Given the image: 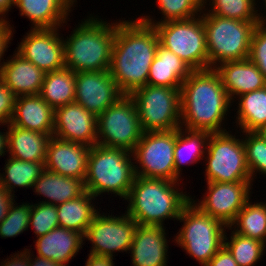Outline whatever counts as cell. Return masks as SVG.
<instances>
[{"label":"cell","mask_w":266,"mask_h":266,"mask_svg":"<svg viewBox=\"0 0 266 266\" xmlns=\"http://www.w3.org/2000/svg\"><path fill=\"white\" fill-rule=\"evenodd\" d=\"M156 28L139 18L116 20L109 72L123 95L147 85L150 66L159 45Z\"/></svg>","instance_id":"obj_1"},{"label":"cell","mask_w":266,"mask_h":266,"mask_svg":"<svg viewBox=\"0 0 266 266\" xmlns=\"http://www.w3.org/2000/svg\"><path fill=\"white\" fill-rule=\"evenodd\" d=\"M180 92L181 127L209 133L227 131L222 121L227 119L232 102L214 68L194 70L182 83Z\"/></svg>","instance_id":"obj_2"},{"label":"cell","mask_w":266,"mask_h":266,"mask_svg":"<svg viewBox=\"0 0 266 266\" xmlns=\"http://www.w3.org/2000/svg\"><path fill=\"white\" fill-rule=\"evenodd\" d=\"M180 183L135 176L126 198L129 204L125 212L138 225L164 226L165 219L178 220L191 201V196L178 188Z\"/></svg>","instance_id":"obj_3"},{"label":"cell","mask_w":266,"mask_h":266,"mask_svg":"<svg viewBox=\"0 0 266 266\" xmlns=\"http://www.w3.org/2000/svg\"><path fill=\"white\" fill-rule=\"evenodd\" d=\"M64 42L65 67L74 72L109 70L116 23L87 16Z\"/></svg>","instance_id":"obj_4"},{"label":"cell","mask_w":266,"mask_h":266,"mask_svg":"<svg viewBox=\"0 0 266 266\" xmlns=\"http://www.w3.org/2000/svg\"><path fill=\"white\" fill-rule=\"evenodd\" d=\"M132 161L133 155L127 150L93 145L87 158L85 190L94 197L108 192L126 200L135 178Z\"/></svg>","instance_id":"obj_5"},{"label":"cell","mask_w":266,"mask_h":266,"mask_svg":"<svg viewBox=\"0 0 266 266\" xmlns=\"http://www.w3.org/2000/svg\"><path fill=\"white\" fill-rule=\"evenodd\" d=\"M262 21H241L203 13L209 69L249 57L251 38Z\"/></svg>","instance_id":"obj_6"},{"label":"cell","mask_w":266,"mask_h":266,"mask_svg":"<svg viewBox=\"0 0 266 266\" xmlns=\"http://www.w3.org/2000/svg\"><path fill=\"white\" fill-rule=\"evenodd\" d=\"M177 221L183 222L173 242L182 247L187 255L205 266L223 247L227 226L219 219L203 213L190 201Z\"/></svg>","instance_id":"obj_7"},{"label":"cell","mask_w":266,"mask_h":266,"mask_svg":"<svg viewBox=\"0 0 266 266\" xmlns=\"http://www.w3.org/2000/svg\"><path fill=\"white\" fill-rule=\"evenodd\" d=\"M181 88L146 85L134 91L143 132L171 131L181 127Z\"/></svg>","instance_id":"obj_8"},{"label":"cell","mask_w":266,"mask_h":266,"mask_svg":"<svg viewBox=\"0 0 266 266\" xmlns=\"http://www.w3.org/2000/svg\"><path fill=\"white\" fill-rule=\"evenodd\" d=\"M160 44L175 53L191 69H209L203 14L186 20L168 21L154 26Z\"/></svg>","instance_id":"obj_9"},{"label":"cell","mask_w":266,"mask_h":266,"mask_svg":"<svg viewBox=\"0 0 266 266\" xmlns=\"http://www.w3.org/2000/svg\"><path fill=\"white\" fill-rule=\"evenodd\" d=\"M230 133H210L204 156L206 182L252 181L243 140Z\"/></svg>","instance_id":"obj_10"},{"label":"cell","mask_w":266,"mask_h":266,"mask_svg":"<svg viewBox=\"0 0 266 266\" xmlns=\"http://www.w3.org/2000/svg\"><path fill=\"white\" fill-rule=\"evenodd\" d=\"M143 134L134 100L122 96L97 116V144L133 152Z\"/></svg>","instance_id":"obj_11"},{"label":"cell","mask_w":266,"mask_h":266,"mask_svg":"<svg viewBox=\"0 0 266 266\" xmlns=\"http://www.w3.org/2000/svg\"><path fill=\"white\" fill-rule=\"evenodd\" d=\"M175 143L176 129L143 132L132 152L135 176L175 181Z\"/></svg>","instance_id":"obj_12"},{"label":"cell","mask_w":266,"mask_h":266,"mask_svg":"<svg viewBox=\"0 0 266 266\" xmlns=\"http://www.w3.org/2000/svg\"><path fill=\"white\" fill-rule=\"evenodd\" d=\"M137 226V222L126 212L121 216L98 212L86 229L83 239L92 244L90 254L113 257L116 252L130 250Z\"/></svg>","instance_id":"obj_13"},{"label":"cell","mask_w":266,"mask_h":266,"mask_svg":"<svg viewBox=\"0 0 266 266\" xmlns=\"http://www.w3.org/2000/svg\"><path fill=\"white\" fill-rule=\"evenodd\" d=\"M206 183L207 190L203 199L196 203L191 197V201L203 213L229 226L245 203L251 199L252 181Z\"/></svg>","instance_id":"obj_14"},{"label":"cell","mask_w":266,"mask_h":266,"mask_svg":"<svg viewBox=\"0 0 266 266\" xmlns=\"http://www.w3.org/2000/svg\"><path fill=\"white\" fill-rule=\"evenodd\" d=\"M59 29H30L17 48V53L45 73L65 67L64 37Z\"/></svg>","instance_id":"obj_15"},{"label":"cell","mask_w":266,"mask_h":266,"mask_svg":"<svg viewBox=\"0 0 266 266\" xmlns=\"http://www.w3.org/2000/svg\"><path fill=\"white\" fill-rule=\"evenodd\" d=\"M124 96L109 70L75 72V100L95 116Z\"/></svg>","instance_id":"obj_16"},{"label":"cell","mask_w":266,"mask_h":266,"mask_svg":"<svg viewBox=\"0 0 266 266\" xmlns=\"http://www.w3.org/2000/svg\"><path fill=\"white\" fill-rule=\"evenodd\" d=\"M53 136L92 147L97 144V116L76 102L58 107Z\"/></svg>","instance_id":"obj_17"},{"label":"cell","mask_w":266,"mask_h":266,"mask_svg":"<svg viewBox=\"0 0 266 266\" xmlns=\"http://www.w3.org/2000/svg\"><path fill=\"white\" fill-rule=\"evenodd\" d=\"M91 147L51 136L48 143L45 169L56 174L85 180L87 158Z\"/></svg>","instance_id":"obj_18"},{"label":"cell","mask_w":266,"mask_h":266,"mask_svg":"<svg viewBox=\"0 0 266 266\" xmlns=\"http://www.w3.org/2000/svg\"><path fill=\"white\" fill-rule=\"evenodd\" d=\"M165 226L138 225L130 246L132 266H167Z\"/></svg>","instance_id":"obj_19"},{"label":"cell","mask_w":266,"mask_h":266,"mask_svg":"<svg viewBox=\"0 0 266 266\" xmlns=\"http://www.w3.org/2000/svg\"><path fill=\"white\" fill-rule=\"evenodd\" d=\"M214 69L219 73L232 103L236 101V96L238 97L266 86V78L249 58L224 62Z\"/></svg>","instance_id":"obj_20"},{"label":"cell","mask_w":266,"mask_h":266,"mask_svg":"<svg viewBox=\"0 0 266 266\" xmlns=\"http://www.w3.org/2000/svg\"><path fill=\"white\" fill-rule=\"evenodd\" d=\"M75 2L77 1L16 0L15 7L19 9L20 16L31 20V29H61L64 23L67 25L68 15H70Z\"/></svg>","instance_id":"obj_21"},{"label":"cell","mask_w":266,"mask_h":266,"mask_svg":"<svg viewBox=\"0 0 266 266\" xmlns=\"http://www.w3.org/2000/svg\"><path fill=\"white\" fill-rule=\"evenodd\" d=\"M45 72L24 59L15 50L10 59L3 62L0 79L17 96L37 95L44 82Z\"/></svg>","instance_id":"obj_22"},{"label":"cell","mask_w":266,"mask_h":266,"mask_svg":"<svg viewBox=\"0 0 266 266\" xmlns=\"http://www.w3.org/2000/svg\"><path fill=\"white\" fill-rule=\"evenodd\" d=\"M55 110L39 94L16 97L10 124L53 135Z\"/></svg>","instance_id":"obj_23"},{"label":"cell","mask_w":266,"mask_h":266,"mask_svg":"<svg viewBox=\"0 0 266 266\" xmlns=\"http://www.w3.org/2000/svg\"><path fill=\"white\" fill-rule=\"evenodd\" d=\"M83 235L63 227H57L37 238L35 249L37 256L50 259L67 266L76 257L84 244Z\"/></svg>","instance_id":"obj_24"},{"label":"cell","mask_w":266,"mask_h":266,"mask_svg":"<svg viewBox=\"0 0 266 266\" xmlns=\"http://www.w3.org/2000/svg\"><path fill=\"white\" fill-rule=\"evenodd\" d=\"M7 126L8 156L22 161H46L51 136L38 131L23 129L10 123Z\"/></svg>","instance_id":"obj_25"},{"label":"cell","mask_w":266,"mask_h":266,"mask_svg":"<svg viewBox=\"0 0 266 266\" xmlns=\"http://www.w3.org/2000/svg\"><path fill=\"white\" fill-rule=\"evenodd\" d=\"M192 72L193 70L187 63L159 43L156 56L150 66L147 84L181 88L184 80Z\"/></svg>","instance_id":"obj_26"},{"label":"cell","mask_w":266,"mask_h":266,"mask_svg":"<svg viewBox=\"0 0 266 266\" xmlns=\"http://www.w3.org/2000/svg\"><path fill=\"white\" fill-rule=\"evenodd\" d=\"M33 191L37 195H43L47 203L58 205L77 198L82 195L85 190L84 181L73 177H65L52 171L44 169L41 176L34 182Z\"/></svg>","instance_id":"obj_27"},{"label":"cell","mask_w":266,"mask_h":266,"mask_svg":"<svg viewBox=\"0 0 266 266\" xmlns=\"http://www.w3.org/2000/svg\"><path fill=\"white\" fill-rule=\"evenodd\" d=\"M210 133L207 131L189 130L184 127L176 129L174 148L175 181H181L182 168L186 164H196L204 160Z\"/></svg>","instance_id":"obj_28"},{"label":"cell","mask_w":266,"mask_h":266,"mask_svg":"<svg viewBox=\"0 0 266 266\" xmlns=\"http://www.w3.org/2000/svg\"><path fill=\"white\" fill-rule=\"evenodd\" d=\"M96 198L85 191L77 198L56 205L59 227L81 233L83 236L95 215L99 212L93 205ZM92 203V204H91Z\"/></svg>","instance_id":"obj_29"},{"label":"cell","mask_w":266,"mask_h":266,"mask_svg":"<svg viewBox=\"0 0 266 266\" xmlns=\"http://www.w3.org/2000/svg\"><path fill=\"white\" fill-rule=\"evenodd\" d=\"M39 95L54 110L74 102L75 72L67 67L47 72Z\"/></svg>","instance_id":"obj_30"},{"label":"cell","mask_w":266,"mask_h":266,"mask_svg":"<svg viewBox=\"0 0 266 266\" xmlns=\"http://www.w3.org/2000/svg\"><path fill=\"white\" fill-rule=\"evenodd\" d=\"M236 99L239 103L235 123L239 126V130L255 132L266 124V86L242 94Z\"/></svg>","instance_id":"obj_31"},{"label":"cell","mask_w":266,"mask_h":266,"mask_svg":"<svg viewBox=\"0 0 266 266\" xmlns=\"http://www.w3.org/2000/svg\"><path fill=\"white\" fill-rule=\"evenodd\" d=\"M8 158L3 169L5 172H0V184L13 196L16 187L33 188L34 182L45 169L44 162L22 161L11 156Z\"/></svg>","instance_id":"obj_32"},{"label":"cell","mask_w":266,"mask_h":266,"mask_svg":"<svg viewBox=\"0 0 266 266\" xmlns=\"http://www.w3.org/2000/svg\"><path fill=\"white\" fill-rule=\"evenodd\" d=\"M232 228L242 236L257 239L266 244V203L252 204L249 199L226 229L232 230Z\"/></svg>","instance_id":"obj_33"},{"label":"cell","mask_w":266,"mask_h":266,"mask_svg":"<svg viewBox=\"0 0 266 266\" xmlns=\"http://www.w3.org/2000/svg\"><path fill=\"white\" fill-rule=\"evenodd\" d=\"M224 234V246L232 254L238 266H254L266 251V244L253 238L231 231V236ZM230 238V240H229ZM264 253V254H263Z\"/></svg>","instance_id":"obj_34"},{"label":"cell","mask_w":266,"mask_h":266,"mask_svg":"<svg viewBox=\"0 0 266 266\" xmlns=\"http://www.w3.org/2000/svg\"><path fill=\"white\" fill-rule=\"evenodd\" d=\"M156 2L160 13L164 15L163 19L155 22L150 15L139 17L140 20L152 26L168 21L194 18L200 15L204 9V0H157Z\"/></svg>","instance_id":"obj_35"},{"label":"cell","mask_w":266,"mask_h":266,"mask_svg":"<svg viewBox=\"0 0 266 266\" xmlns=\"http://www.w3.org/2000/svg\"><path fill=\"white\" fill-rule=\"evenodd\" d=\"M208 2L211 10L205 7ZM208 2L204 0L203 10L205 12L203 11L202 13H210L219 17L241 21H261V16L264 15L256 10V0H208Z\"/></svg>","instance_id":"obj_36"},{"label":"cell","mask_w":266,"mask_h":266,"mask_svg":"<svg viewBox=\"0 0 266 266\" xmlns=\"http://www.w3.org/2000/svg\"><path fill=\"white\" fill-rule=\"evenodd\" d=\"M242 136L246 162L251 175L252 183L257 172L266 176V141L255 132H244Z\"/></svg>","instance_id":"obj_37"},{"label":"cell","mask_w":266,"mask_h":266,"mask_svg":"<svg viewBox=\"0 0 266 266\" xmlns=\"http://www.w3.org/2000/svg\"><path fill=\"white\" fill-rule=\"evenodd\" d=\"M15 199L10 205L6 217L0 223V236L1 238L16 237L17 235L28 230L29 219L32 204L22 203L18 205ZM30 204V205H29Z\"/></svg>","instance_id":"obj_38"},{"label":"cell","mask_w":266,"mask_h":266,"mask_svg":"<svg viewBox=\"0 0 266 266\" xmlns=\"http://www.w3.org/2000/svg\"><path fill=\"white\" fill-rule=\"evenodd\" d=\"M30 225L33 227L37 238L59 227L56 205L40 202L37 204L32 203L29 219Z\"/></svg>","instance_id":"obj_39"},{"label":"cell","mask_w":266,"mask_h":266,"mask_svg":"<svg viewBox=\"0 0 266 266\" xmlns=\"http://www.w3.org/2000/svg\"><path fill=\"white\" fill-rule=\"evenodd\" d=\"M248 58L266 78V22L259 23L254 29Z\"/></svg>","instance_id":"obj_40"},{"label":"cell","mask_w":266,"mask_h":266,"mask_svg":"<svg viewBox=\"0 0 266 266\" xmlns=\"http://www.w3.org/2000/svg\"><path fill=\"white\" fill-rule=\"evenodd\" d=\"M16 95L0 79V125H8L14 112Z\"/></svg>","instance_id":"obj_41"},{"label":"cell","mask_w":266,"mask_h":266,"mask_svg":"<svg viewBox=\"0 0 266 266\" xmlns=\"http://www.w3.org/2000/svg\"><path fill=\"white\" fill-rule=\"evenodd\" d=\"M9 21H1L0 22V62L3 59L4 62V54L8 45L11 43L10 41L13 39L14 28L9 24ZM3 57V58H2ZM3 62L0 63V70L3 65Z\"/></svg>","instance_id":"obj_42"},{"label":"cell","mask_w":266,"mask_h":266,"mask_svg":"<svg viewBox=\"0 0 266 266\" xmlns=\"http://www.w3.org/2000/svg\"><path fill=\"white\" fill-rule=\"evenodd\" d=\"M205 266H238V264L229 250L223 245Z\"/></svg>","instance_id":"obj_43"},{"label":"cell","mask_w":266,"mask_h":266,"mask_svg":"<svg viewBox=\"0 0 266 266\" xmlns=\"http://www.w3.org/2000/svg\"><path fill=\"white\" fill-rule=\"evenodd\" d=\"M0 266H29V249L10 255Z\"/></svg>","instance_id":"obj_44"},{"label":"cell","mask_w":266,"mask_h":266,"mask_svg":"<svg viewBox=\"0 0 266 266\" xmlns=\"http://www.w3.org/2000/svg\"><path fill=\"white\" fill-rule=\"evenodd\" d=\"M15 196L9 194L0 184V223L4 220L9 211L10 205L14 201Z\"/></svg>","instance_id":"obj_45"},{"label":"cell","mask_w":266,"mask_h":266,"mask_svg":"<svg viewBox=\"0 0 266 266\" xmlns=\"http://www.w3.org/2000/svg\"><path fill=\"white\" fill-rule=\"evenodd\" d=\"M85 266H114L113 257L111 256H99L94 254H88Z\"/></svg>","instance_id":"obj_46"},{"label":"cell","mask_w":266,"mask_h":266,"mask_svg":"<svg viewBox=\"0 0 266 266\" xmlns=\"http://www.w3.org/2000/svg\"><path fill=\"white\" fill-rule=\"evenodd\" d=\"M30 251L31 250L29 249V266H63L60 263L54 262V261H52L50 259L42 258V257H39L37 255L35 257L33 255V253L31 254Z\"/></svg>","instance_id":"obj_47"},{"label":"cell","mask_w":266,"mask_h":266,"mask_svg":"<svg viewBox=\"0 0 266 266\" xmlns=\"http://www.w3.org/2000/svg\"><path fill=\"white\" fill-rule=\"evenodd\" d=\"M16 0H0V18L3 21H7L6 15L10 11L12 6H15Z\"/></svg>","instance_id":"obj_48"},{"label":"cell","mask_w":266,"mask_h":266,"mask_svg":"<svg viewBox=\"0 0 266 266\" xmlns=\"http://www.w3.org/2000/svg\"><path fill=\"white\" fill-rule=\"evenodd\" d=\"M7 131L1 132L0 131V157L6 155L7 153Z\"/></svg>","instance_id":"obj_49"},{"label":"cell","mask_w":266,"mask_h":266,"mask_svg":"<svg viewBox=\"0 0 266 266\" xmlns=\"http://www.w3.org/2000/svg\"><path fill=\"white\" fill-rule=\"evenodd\" d=\"M255 133L266 141V124L256 130Z\"/></svg>","instance_id":"obj_50"},{"label":"cell","mask_w":266,"mask_h":266,"mask_svg":"<svg viewBox=\"0 0 266 266\" xmlns=\"http://www.w3.org/2000/svg\"><path fill=\"white\" fill-rule=\"evenodd\" d=\"M263 5H265V7H266V0H263ZM266 9V8H265ZM266 10H264V12H265ZM261 21L262 22H266V15L265 16H261Z\"/></svg>","instance_id":"obj_51"}]
</instances>
